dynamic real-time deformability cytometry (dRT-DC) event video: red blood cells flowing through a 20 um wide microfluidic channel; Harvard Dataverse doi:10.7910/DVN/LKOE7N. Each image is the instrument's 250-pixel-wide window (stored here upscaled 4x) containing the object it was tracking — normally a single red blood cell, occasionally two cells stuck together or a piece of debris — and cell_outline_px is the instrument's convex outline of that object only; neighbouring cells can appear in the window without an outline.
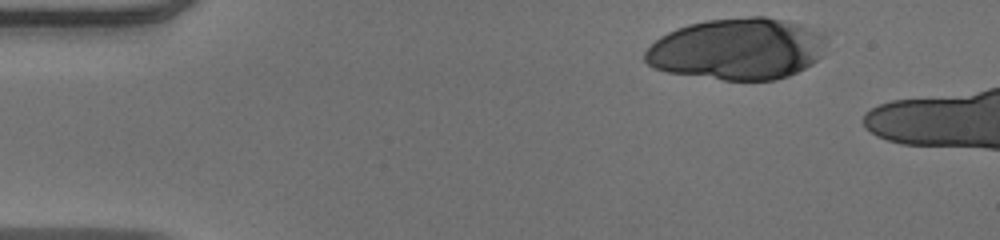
{"species": "human", "species_latin": "Homo sapiens", "temperature_condition": "warm", "stored_images_in_passage": 8, "camera_frame_rate_fps": 3000, "um_per_image_px": 0.085, "donor": {"sex": "male"}, "frame": {"image": 1, "passage_image": 2, "time_ms": 0.333, "image_size_px": [1000, 240], "cell_outline_px": [[828, 36], [824, 56], [812, 64], [788, 76], [776, 80], [724, 80], [668, 72], [652, 68], [644, 60], [644, 52], [660, 36], [676, 28], [688, 24], [704, 20], [752, 16], [764, 16], [784, 20], [800, 24], [824, 32]], "centroid_in_image_um": [62.72, 4.15], "position_along_channel_um": 22.3, "area_um2": 65.83}}